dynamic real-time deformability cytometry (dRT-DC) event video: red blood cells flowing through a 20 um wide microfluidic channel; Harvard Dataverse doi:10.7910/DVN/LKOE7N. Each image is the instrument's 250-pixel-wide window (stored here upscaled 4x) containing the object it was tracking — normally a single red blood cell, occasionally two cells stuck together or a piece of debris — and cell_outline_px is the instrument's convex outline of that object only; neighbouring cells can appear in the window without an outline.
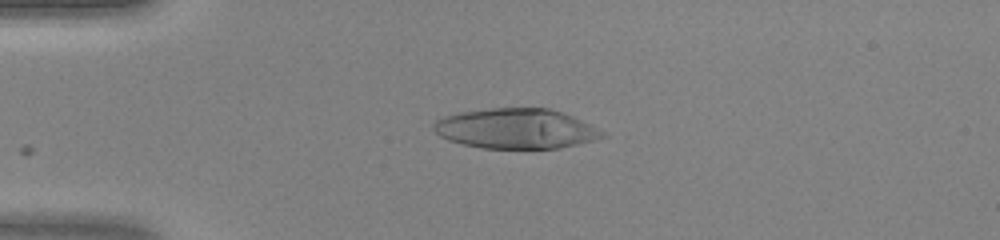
{"species": "human", "species_latin": "Homo sapiens", "temperature_condition": "warm", "stored_images_in_passage": 47, "camera_frame_rate_fps": 3000, "um_per_image_px": 0.085, "donor": {"sex": "female"}, "frame": {"image": 1, "passage_image": 12, "time_ms": 3.667, "image_size_px": [1000, 240], "cell_outline_px": [[608, 136], [560, 148], [484, 148], [464, 144], [448, 140], [440, 136], [432, 128], [432, 124], [436, 120], [444, 116], [460, 112], [492, 108], [552, 108], [564, 112], [604, 132]], "centroid_in_image_um": [43.84, 10.92], "position_along_channel_um": 41.2, "area_um2": 39.19}}
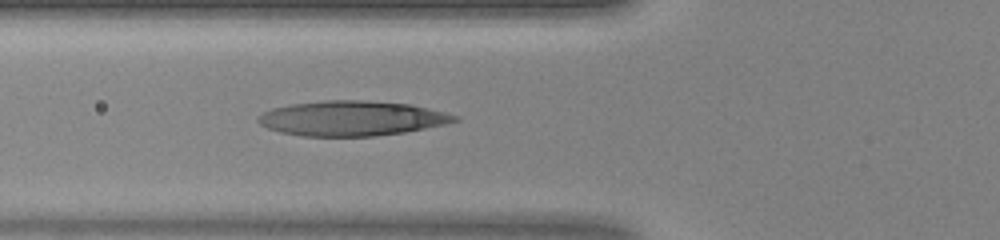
{"frame": {"image": 2, "passage_image": 18, "time_ms": 5.667, "image_size_px": [1000, 240], "cell_outline_px": [[460, 120], [448, 124], [404, 132], [376, 136], [304, 136], [280, 132], [268, 128], [260, 124], [256, 120], [264, 112], [272, 108], [292, 104], [324, 100], [364, 100], [412, 104], [460, 116]], "centroid_in_image_um": [29.94, 10.05], "position_along_channel_um": 95.9, "area_um2": 40.06}}
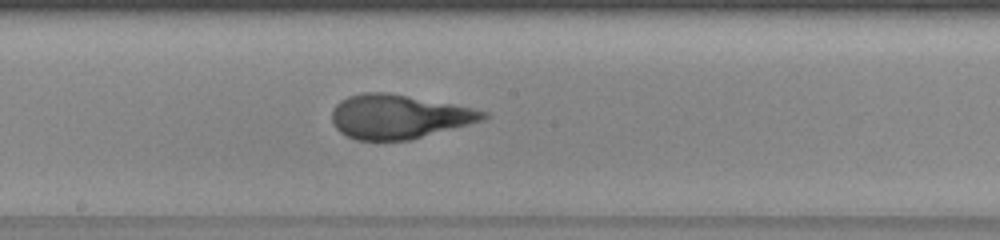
{"frame": {"image": 3, "passage_image": 26, "time_ms": 8.333, "image_size_px": [1000, 240], "cell_outline_px": [[488, 116], [484, 120], [412, 140], [356, 140], [340, 132], [332, 124], [332, 108], [340, 100], [348, 96], [364, 92], [388, 92], [452, 104], [472, 108], [488, 112]], "centroid_in_image_um": [33.87, 9.91], "position_along_channel_um": 214.3, "area_um2": 38.96}}